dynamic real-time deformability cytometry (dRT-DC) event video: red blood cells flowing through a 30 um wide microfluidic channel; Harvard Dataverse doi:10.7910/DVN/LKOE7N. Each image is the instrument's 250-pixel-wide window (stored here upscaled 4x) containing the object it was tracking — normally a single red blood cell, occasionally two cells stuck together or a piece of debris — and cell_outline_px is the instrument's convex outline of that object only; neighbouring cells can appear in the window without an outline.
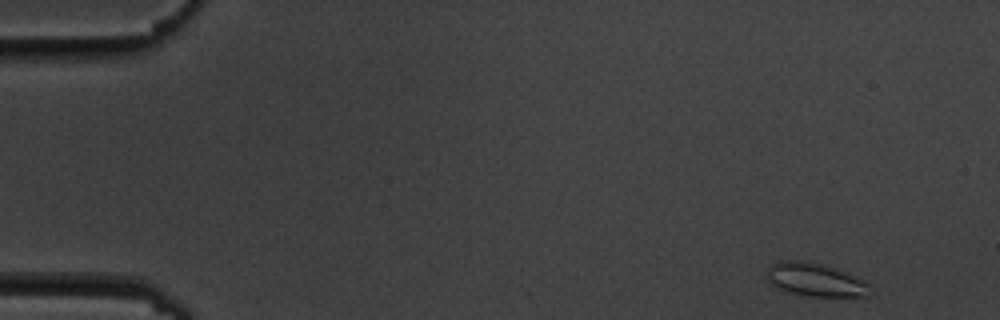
{"species": "common noctule bat (a hibernating species)", "species_latin": "Nyctalus noctula", "temperature_condition": "cold", "stored_images_in_passage": 4, "camera_frame_rate_fps": 3000, "um_per_image_px": 0.085, "animal": {"sex": "male", "body_mass_g": 19.5, "forearm_length_mm": 54.6}, "frame": {"image": 1, "passage_image": 1, "time_ms": 0.0, "image_size_px": [1000, 320], "cell_outline_px": [[876, 292], [872, 296], [808, 296], [788, 292], [776, 288], [764, 280], [764, 276], [768, 268], [772, 264], [780, 260], [804, 260], [836, 268], [864, 280]], "centroid_in_image_um": [69.29, 23.79], "position_along_channel_um": 15.7, "area_um2": 20.58}}
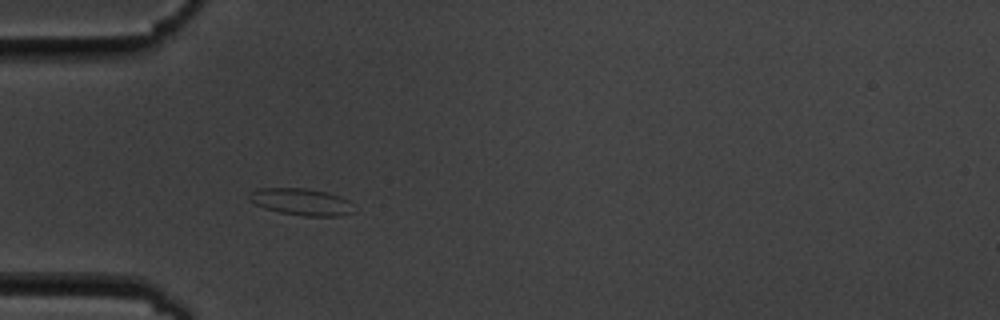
{"frame": {"image": 2, "passage_image": 4, "time_ms": 4.333, "image_size_px": [1000, 320], "cell_outline_px": [[356, 212], [340, 216], [304, 216], [280, 212], [264, 208], [256, 204], [248, 196], [252, 192], [260, 188], [308, 188], [340, 196], [348, 200]], "centroid_in_image_um": [25.66, 17.16], "position_along_channel_um": 59.3, "area_um2": 16.24}}